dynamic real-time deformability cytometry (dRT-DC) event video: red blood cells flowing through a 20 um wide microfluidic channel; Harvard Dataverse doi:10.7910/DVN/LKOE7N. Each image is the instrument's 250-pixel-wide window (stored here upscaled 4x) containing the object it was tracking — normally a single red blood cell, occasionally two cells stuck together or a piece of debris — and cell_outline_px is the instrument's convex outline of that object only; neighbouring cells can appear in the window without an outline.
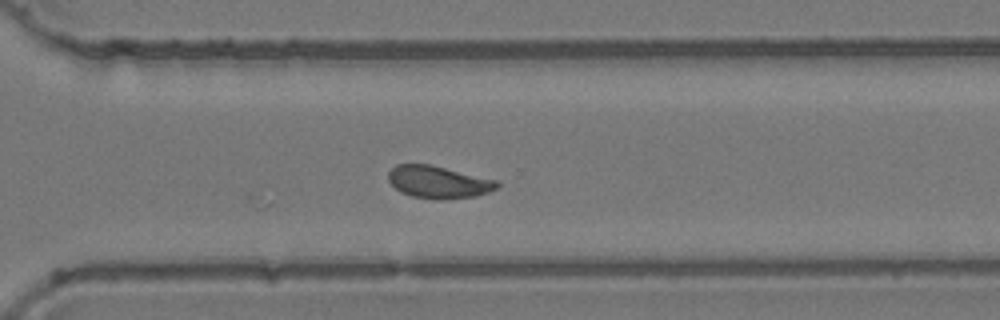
{"species": "common noctule bat (a hibernating species)", "species_latin": "Nyctalus noctula", "temperature_condition": "room temperature", "stored_images_in_passage": 23, "camera_frame_rate_fps": 3000, "um_per_image_px": 0.085, "animal": {"sex": "female", "body_mass_g": 24.6, "forearm_length_mm": 56.2}, "frame": {"image": 1, "passage_image": 23, "time_ms": 7.333, "image_size_px": [1000, 320], "cell_outline_px": [[500, 184], [496, 188], [488, 192], [476, 196], [412, 196], [400, 192], [388, 180], [388, 172], [396, 164], [432, 164], [496, 180]], "centroid_in_image_um": [37.23, 15.41], "position_along_channel_um": 333.4, "area_um2": 19.59}}